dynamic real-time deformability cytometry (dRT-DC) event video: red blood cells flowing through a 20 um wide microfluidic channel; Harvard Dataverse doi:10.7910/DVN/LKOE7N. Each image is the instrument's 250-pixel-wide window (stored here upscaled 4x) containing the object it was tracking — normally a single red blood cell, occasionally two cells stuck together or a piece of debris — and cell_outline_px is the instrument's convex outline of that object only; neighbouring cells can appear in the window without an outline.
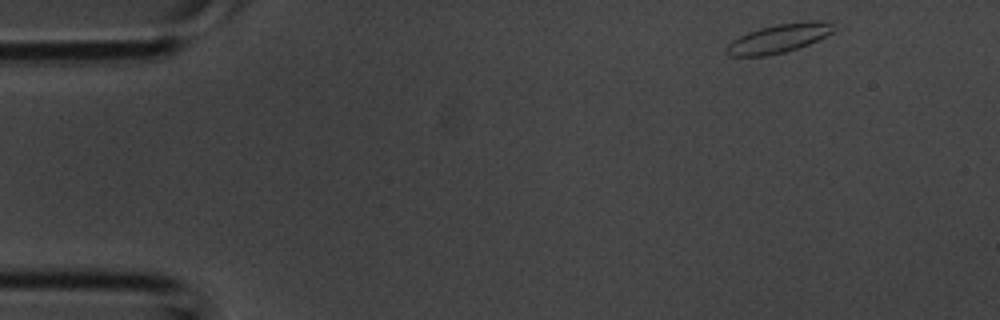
{"species": "common noctule bat (a hibernating species)", "species_latin": "Nyctalus noctula", "temperature_condition": "room temperature", "stored_images_in_passage": 36, "camera_frame_rate_fps": 3000, "um_per_image_px": 0.085, "animal": {"sex": "male", "body_mass_g": 20.1, "forearm_length_mm": 53.5}, "frame": {"image": 1, "passage_image": 1, "time_ms": 0.0, "image_size_px": [1000, 320], "cell_outline_px": [[836, 28], [832, 32], [808, 44], [784, 52], [764, 56], [728, 56], [724, 52], [724, 48], [732, 40], [748, 32], [760, 28], [776, 24], [812, 20], [820, 20], [832, 24]], "centroid_in_image_um": [66.14, 3.26], "position_along_channel_um": 18.9, "area_um2": 17.86}}
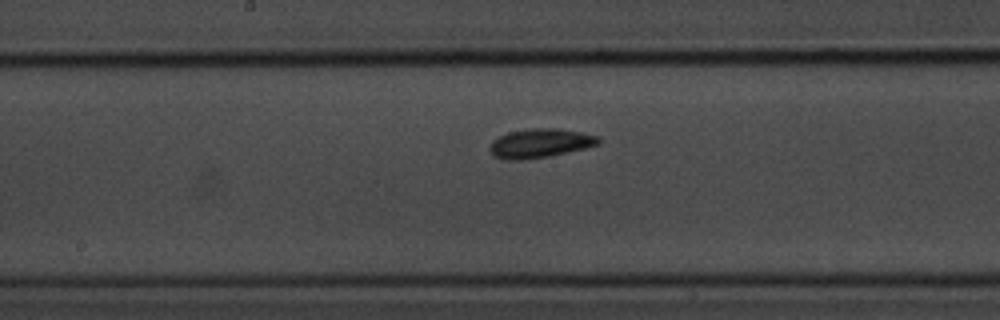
{"frame": {"image": 2, "passage_image": 17, "time_ms": 5.333, "image_size_px": [1000, 320], "cell_outline_px": [[600, 144], [584, 148], [548, 156], [524, 160], [504, 160], [492, 156], [488, 148], [492, 140], [508, 132], [532, 128], [560, 128], [584, 132], [600, 136]], "centroid_in_image_um": [45.89, 12.17], "position_along_channel_um": 202.3, "area_um2": 18.67}}
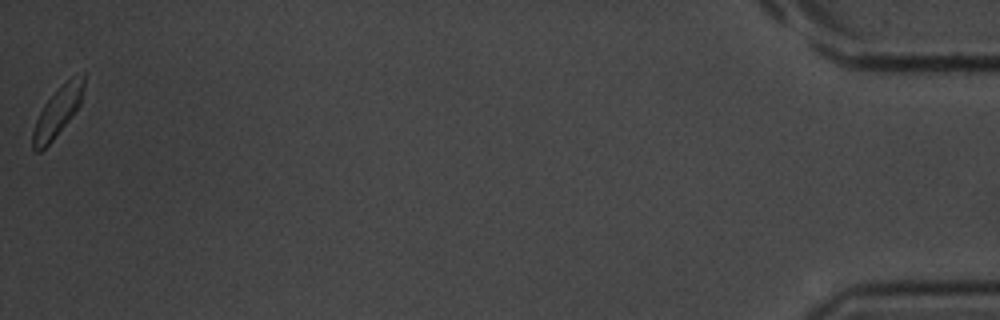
{"frame": {"image": 3, "passage_image": 36, "time_ms": 11.667, "image_size_px": [1000, 320], "cell_outline_px": [[84, 84], [80, 104], [68, 120], [52, 140], [40, 152], [36, 152], [32, 148], [32, 132], [36, 120], [44, 104], [72, 76], [84, 72]], "centroid_in_image_um": [4.88, 9.52], "position_along_channel_um": 430.3, "area_um2": 14.1}}